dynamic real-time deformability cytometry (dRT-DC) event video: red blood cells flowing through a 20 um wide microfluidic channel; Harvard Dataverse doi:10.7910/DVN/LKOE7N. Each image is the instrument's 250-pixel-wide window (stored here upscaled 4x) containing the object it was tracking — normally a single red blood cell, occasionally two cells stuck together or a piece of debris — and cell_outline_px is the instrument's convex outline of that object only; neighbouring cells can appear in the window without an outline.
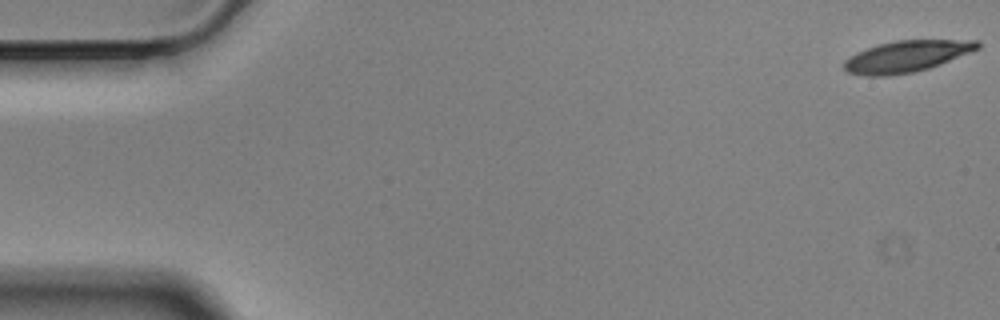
{"species": "Egyptian fruit bat (a non-hibernating species)", "species_latin": "Rousettus aegyptiacus", "temperature_condition": "cold", "stored_images_in_passage": 57, "camera_frame_rate_fps": 3000, "um_per_image_px": 0.085, "animal": {"sex": "male"}, "frame": {"image": 1, "passage_image": 1, "time_ms": 0.0, "image_size_px": [1000, 320], "cell_outline_px": [[980, 48], [940, 64], [928, 68], [912, 72], [888, 76], [868, 76], [848, 72], [844, 68], [844, 60], [856, 52], [880, 44], [896, 40], [980, 40]], "centroid_in_image_um": [77.06, 4.78], "position_along_channel_um": 7.9, "area_um2": 24.22}}
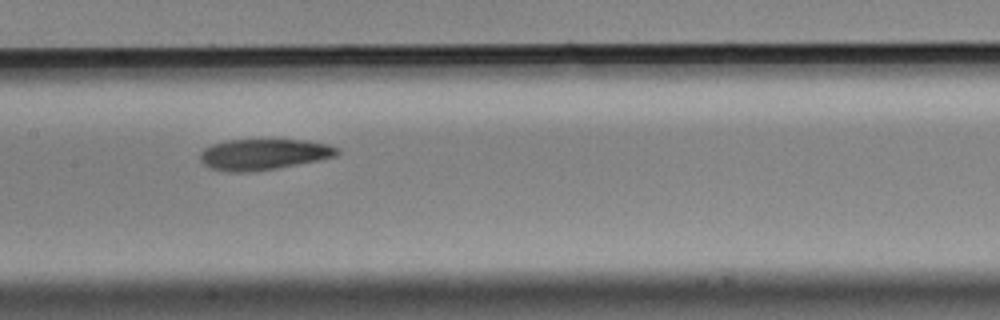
{"frame": {"image": 2, "passage_image": 28, "time_ms": 9.0, "image_size_px": [1000, 320], "cell_outline_px": [[340, 152], [336, 156], [320, 160], [276, 168], [252, 172], [228, 172], [208, 168], [200, 160], [200, 152], [204, 148], [212, 144], [228, 140], [304, 140], [328, 144], [340, 148]], "centroid_in_image_um": [22.4, 13.12], "position_along_channel_um": 185.0, "area_um2": 24.85}}
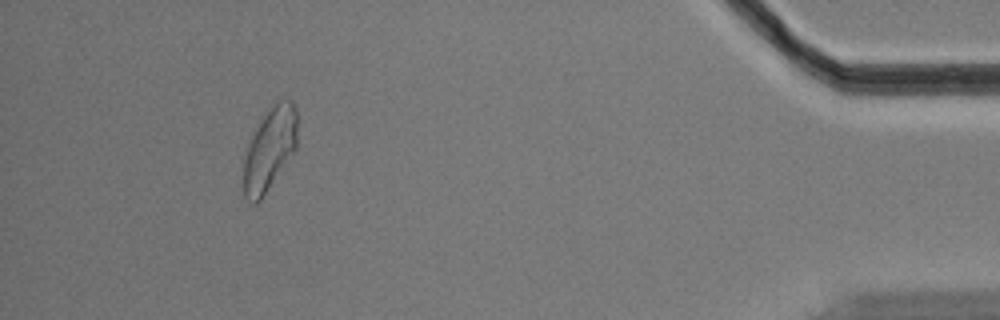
{"frame": {"image": 3, "passage_image": 53, "time_ms": 17.333, "image_size_px": [1000, 320], "cell_outline_px": [[296, 148], [260, 200], [256, 204], [252, 204], [244, 196], [244, 160], [248, 144], [256, 128], [264, 116], [280, 100], [288, 96], [292, 100], [296, 108]], "centroid_in_image_um": [22.92, 12.67], "position_along_channel_um": 412.3, "area_um2": 25.26}, "authors_computed_cell_mechanics": {"area_um2": 25.0274, "velocity_mm_per_s": 3.4736, "shape_relaxation_time_tau1_ms": 5.9185, "shape_relaxation_time_tau2_ms": 5.3544, "deformation_change_tau1": 0.1575, "deformation_change_tau2": 0.1346}}